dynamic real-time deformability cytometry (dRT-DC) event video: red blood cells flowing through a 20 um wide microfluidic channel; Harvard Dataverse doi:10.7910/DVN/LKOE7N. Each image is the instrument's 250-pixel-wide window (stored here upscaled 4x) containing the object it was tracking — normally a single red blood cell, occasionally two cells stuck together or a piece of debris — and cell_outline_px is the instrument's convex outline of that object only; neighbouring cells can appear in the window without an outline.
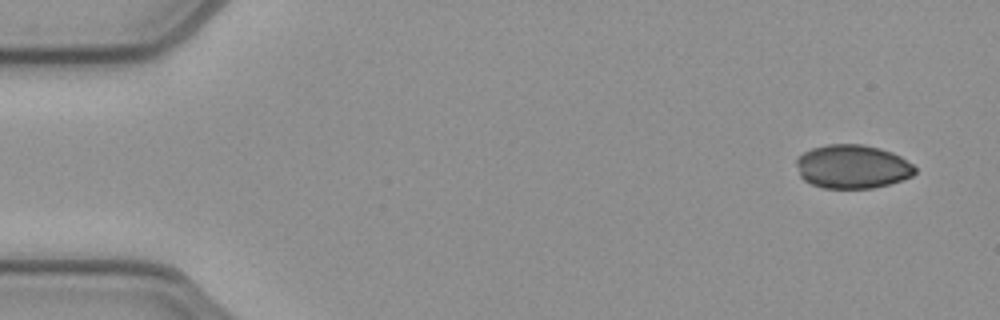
{"species": "common noctule bat (a hibernating species)", "species_latin": "Nyctalus noctula", "temperature_condition": "cold", "stored_images_in_passage": 50, "camera_frame_rate_fps": 3000, "um_per_image_px": 0.085, "animal": {"sex": "female", "body_mass_g": 21.9}, "frame": {"image": 1, "passage_image": 1, "time_ms": 0.0, "image_size_px": [1000, 320], "cell_outline_px": [[916, 172], [912, 176], [888, 184], [872, 188], [824, 188], [812, 184], [804, 180], [800, 176], [796, 164], [796, 160], [804, 152], [812, 148], [828, 144], [860, 144], [880, 148], [892, 152], [900, 156], [912, 164], [916, 168]], "centroid_in_image_um": [72.45, 14.16], "position_along_channel_um": 12.6, "area_um2": 30.11}}
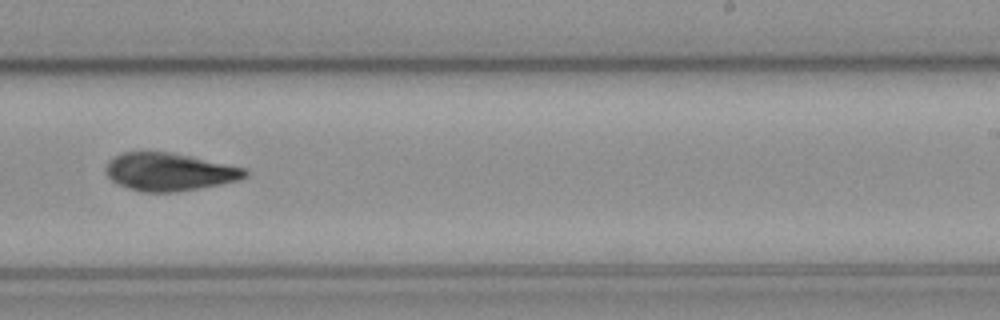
{"frame": {"image": 2, "passage_image": 30, "time_ms": 9.667, "image_size_px": [1000, 320], "cell_outline_px": [[248, 176], [236, 180], [220, 184], [176, 192], [140, 192], [116, 184], [108, 176], [108, 164], [116, 156], [124, 152], [172, 152], [244, 168], [248, 172]], "centroid_in_image_um": [14.4, 14.62], "position_along_channel_um": 274.6, "area_um2": 30.17}}
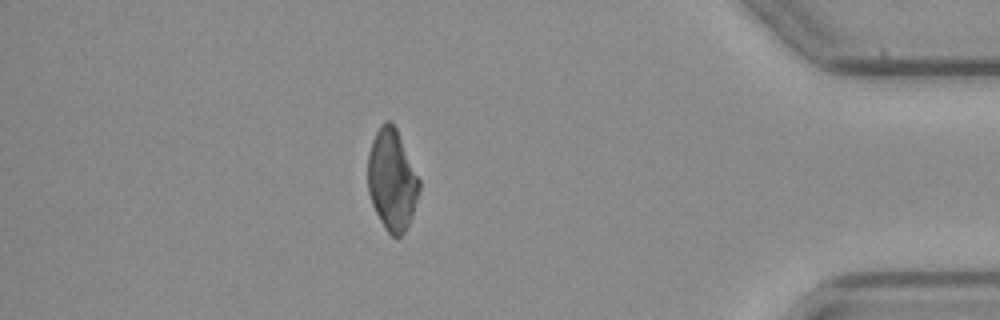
{"frame": {"image": 3, "passage_image": 43, "time_ms": 14.0, "image_size_px": [1000, 320], "cell_outline_px": [[420, 192], [408, 224], [404, 232], [396, 240], [384, 228], [372, 204], [368, 192], [368, 152], [372, 140], [380, 124], [384, 120], [392, 120], [396, 128], [420, 180]], "centroid_in_image_um": [33.31, 15.28], "position_along_channel_um": 401.9, "area_um2": 30.4}}